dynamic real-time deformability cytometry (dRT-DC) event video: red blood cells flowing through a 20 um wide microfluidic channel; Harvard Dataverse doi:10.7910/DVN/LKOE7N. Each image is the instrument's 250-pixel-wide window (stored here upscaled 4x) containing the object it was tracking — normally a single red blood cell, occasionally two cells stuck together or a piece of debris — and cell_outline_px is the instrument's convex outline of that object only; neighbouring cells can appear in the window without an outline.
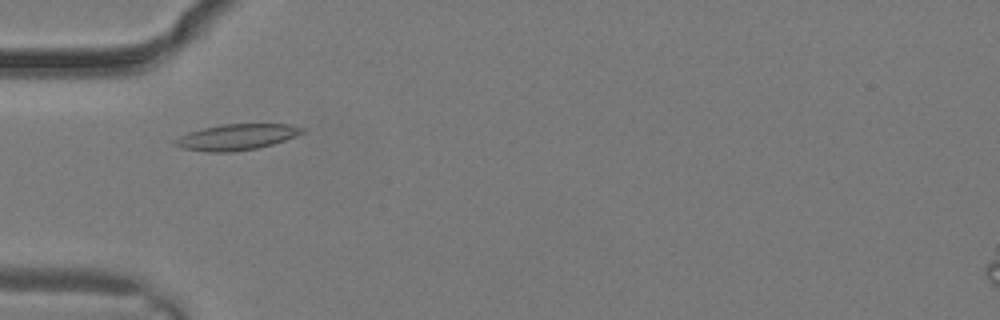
{"species": "common noctule bat (a hibernating species)", "species_latin": "Nyctalus noctula", "temperature_condition": "warm", "stored_images_in_passage": 2, "camera_frame_rate_fps": 3000, "um_per_image_px": 0.085, "animal": {"sex": "male", "body_mass_g": 19.2, "forearm_length_mm": 51.8}, "frame": {"image": 1, "passage_image": 2, "time_ms": 0.333, "image_size_px": [1000, 320], "cell_outline_px": [[304, 132], [296, 136], [272, 144], [256, 148], [232, 152], [208, 152], [180, 148], [172, 144], [172, 140], [188, 132], [220, 124], [288, 124], [304, 128]], "centroid_in_image_um": [20.05, 11.65], "position_along_channel_um": 64.9, "area_um2": 19.25}}